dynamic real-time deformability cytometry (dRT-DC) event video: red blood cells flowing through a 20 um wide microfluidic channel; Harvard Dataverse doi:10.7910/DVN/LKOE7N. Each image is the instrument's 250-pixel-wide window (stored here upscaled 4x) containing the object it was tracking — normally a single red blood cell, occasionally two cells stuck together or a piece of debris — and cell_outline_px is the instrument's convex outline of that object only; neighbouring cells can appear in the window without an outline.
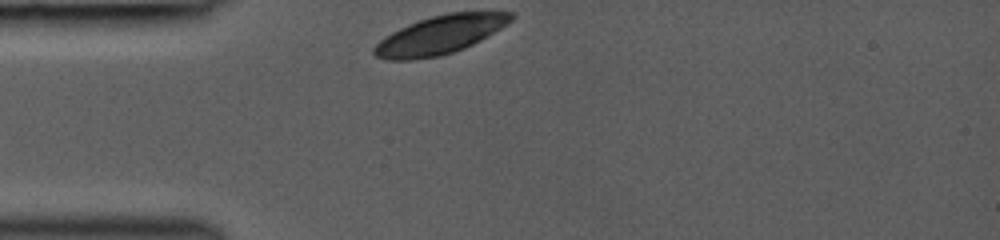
{"species": "common noctule bat (a hibernating species)", "species_latin": "Nyctalus noctula", "temperature_condition": "room temperature", "stored_images_in_passage": 35, "camera_frame_rate_fps": 3000, "um_per_image_px": 0.085, "animal": {"sex": "female", "body_mass_g": 19.0, "forearm_length_mm": 53.3}, "frame": {"image": 1, "passage_image": 1, "time_ms": 0.0, "image_size_px": [1000, 240], "cell_outline_px": [[516, 16], [512, 20], [500, 28], [480, 40], [464, 48], [440, 56], [412, 60], [388, 60], [376, 56], [372, 52], [372, 48], [384, 36], [408, 24], [432, 16], [448, 12], [516, 12]], "centroid_in_image_um": [37.38, 2.96], "position_along_channel_um": 47.6, "area_um2": 30.52}}
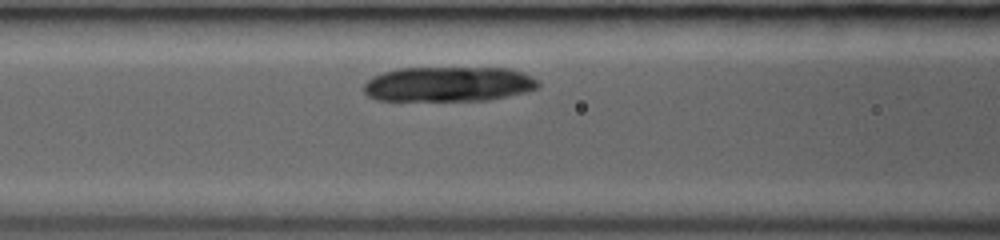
{"frame": {"image": 2, "passage_image": 10, "time_ms": 2.333, "image_size_px": [1000, 240], "cell_outline_px": [[540, 84], [536, 88], [528, 92], [488, 100], [376, 100], [368, 96], [364, 92], [364, 84], [372, 76], [396, 68], [508, 68], [532, 76]], "centroid_in_image_um": [38.11, 7.15], "position_along_channel_um": 128.5, "area_um2": 35.49}}
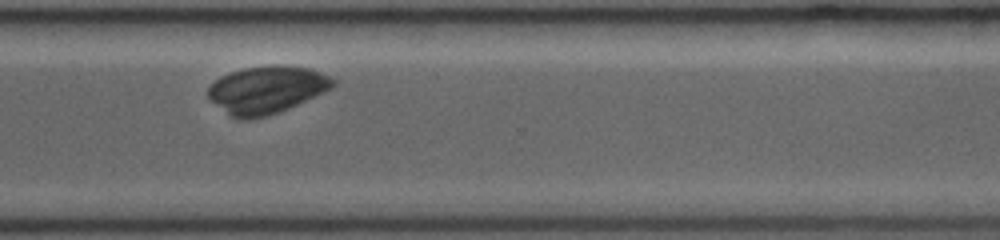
{"frame": {"image": 3, "passage_image": 34, "time_ms": 7.667, "image_size_px": [1000, 240], "cell_outline_px": [[336, 84], [332, 88], [324, 92], [280, 112], [268, 116], [248, 120], [236, 120], [228, 116], [208, 100], [208, 88], [220, 76], [244, 68], [272, 64], [280, 64], [312, 68], [336, 80]], "centroid_in_image_um": [22.64, 7.64], "position_along_channel_um": 348.0, "area_um2": 35.14}}